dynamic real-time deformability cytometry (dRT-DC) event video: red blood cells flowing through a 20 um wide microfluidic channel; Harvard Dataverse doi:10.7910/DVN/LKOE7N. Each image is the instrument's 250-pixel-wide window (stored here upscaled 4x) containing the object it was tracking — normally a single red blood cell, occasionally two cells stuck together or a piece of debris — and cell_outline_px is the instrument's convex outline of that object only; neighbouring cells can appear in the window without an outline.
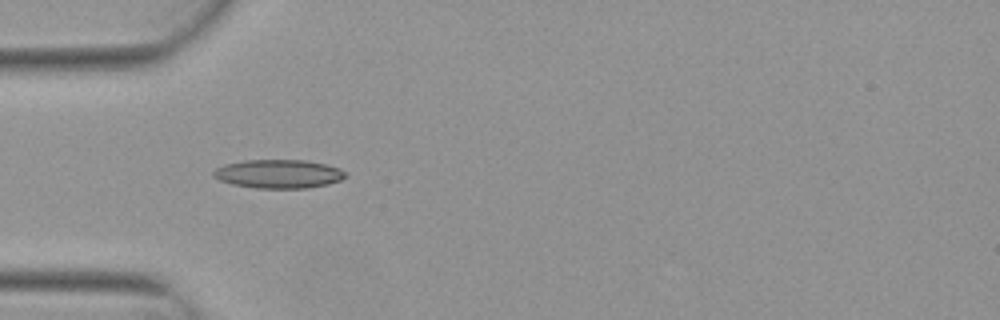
{"species": "Egyptian fruit bat (a non-hibernating species)", "species_latin": "Rousettus aegyptiacus", "temperature_condition": "warm", "stored_images_in_passage": 6, "camera_frame_rate_fps": 3000, "um_per_image_px": 0.085, "animal": {"sex": "female"}, "frame": {"image": 1, "passage_image": 5, "time_ms": 1.333, "image_size_px": [1000, 320], "cell_outline_px": [[344, 176], [340, 180], [328, 184], [308, 188], [256, 188], [232, 184], [220, 180], [212, 176], [212, 172], [216, 168], [224, 164], [244, 160], [304, 160], [324, 164], [340, 168], [344, 172]], "centroid_in_image_um": [23.63, 14.78], "position_along_channel_um": 61.4, "area_um2": 21.96}}
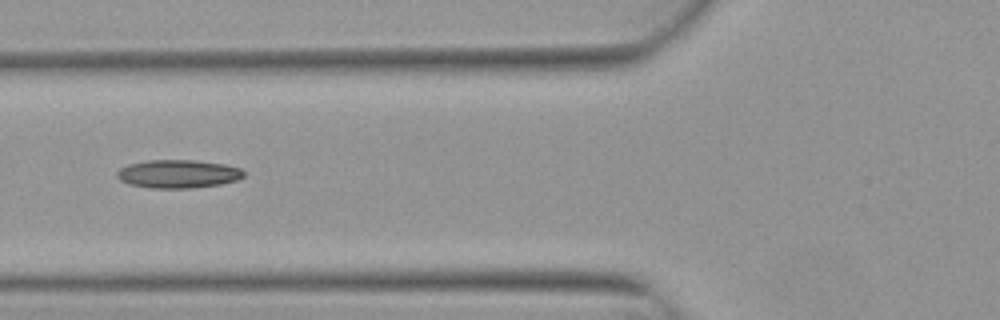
{"frame": {"image": 2, "passage_image": 6, "time_ms": 1.667, "image_size_px": [1000, 320], "cell_outline_px": [[244, 176], [236, 180], [220, 184], [192, 188], [152, 188], [128, 184], [120, 180], [116, 176], [116, 172], [120, 168], [128, 164], [148, 160], [196, 160], [224, 164], [240, 168], [244, 172]], "centroid_in_image_um": [15.11, 14.78], "position_along_channel_um": 110.7, "area_um2": 20.92}}